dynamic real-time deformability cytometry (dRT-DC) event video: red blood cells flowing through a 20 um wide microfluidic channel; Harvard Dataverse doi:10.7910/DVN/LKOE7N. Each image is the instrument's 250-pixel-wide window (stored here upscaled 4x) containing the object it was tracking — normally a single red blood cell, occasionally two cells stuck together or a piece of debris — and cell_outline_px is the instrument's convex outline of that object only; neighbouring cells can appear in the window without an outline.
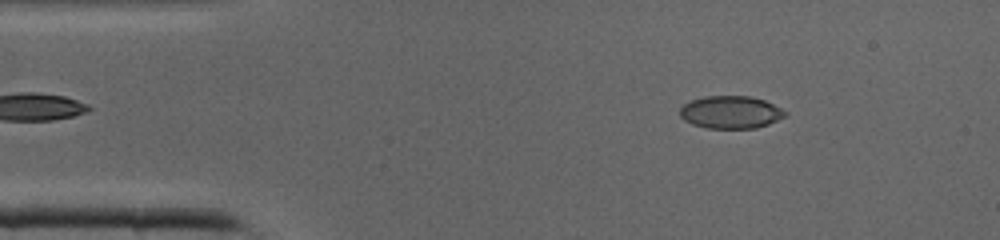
{"species": "common noctule bat (a hibernating species)", "species_latin": "Nyctalus noctula", "temperature_condition": "cold", "stored_images_in_passage": 35, "camera_frame_rate_fps": 3000, "um_per_image_px": 0.085, "animal": {"sex": "male", "body_mass_g": 19.0, "forearm_length_mm": 50.8}, "frame": {"image": 1, "passage_image": 5, "time_ms": 1.333, "image_size_px": [1000, 240], "cell_outline_px": [[788, 116], [768, 124], [756, 128], [708, 128], [692, 124], [684, 120], [680, 116], [680, 108], [684, 104], [692, 100], [704, 96], [748, 96], [764, 100], [788, 112]], "centroid_in_image_um": [62.12, 9.54], "position_along_channel_um": 22.9, "area_um2": 20.0}}
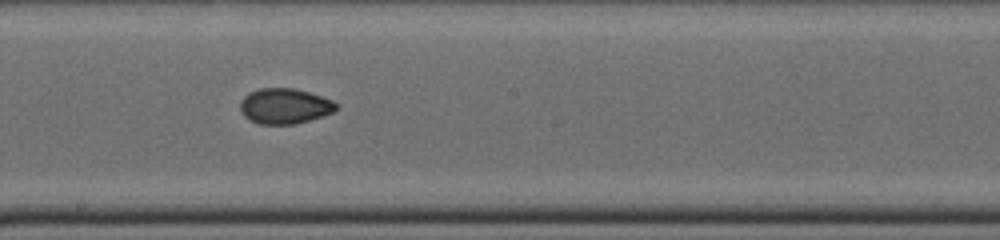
{"frame": {"image": 2, "passage_image": 21, "time_ms": 6.667, "image_size_px": [1000, 240], "cell_outline_px": [[340, 108], [324, 116], [296, 124], [260, 124], [244, 116], [240, 112], [240, 100], [248, 92], [260, 88], [292, 88], [308, 92], [332, 100], [340, 104]], "centroid_in_image_um": [24.21, 9.02], "position_along_channel_um": 224.0, "area_um2": 20.0}}
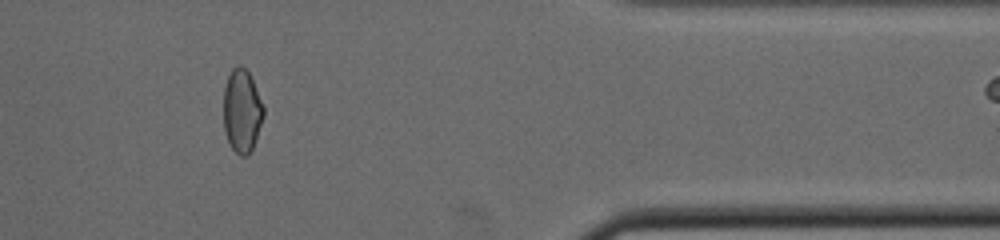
{"frame": {"image": 3, "passage_image": 33, "time_ms": 10.667, "image_size_px": [1000, 240], "cell_outline_px": [[264, 116], [256, 140], [248, 156], [240, 156], [232, 148], [228, 140], [224, 128], [224, 88], [228, 76], [232, 68], [240, 64], [248, 72], [252, 80], [264, 108]], "centroid_in_image_um": [20.56, 9.44], "position_along_channel_um": 390.8, "area_um2": 19.25}}